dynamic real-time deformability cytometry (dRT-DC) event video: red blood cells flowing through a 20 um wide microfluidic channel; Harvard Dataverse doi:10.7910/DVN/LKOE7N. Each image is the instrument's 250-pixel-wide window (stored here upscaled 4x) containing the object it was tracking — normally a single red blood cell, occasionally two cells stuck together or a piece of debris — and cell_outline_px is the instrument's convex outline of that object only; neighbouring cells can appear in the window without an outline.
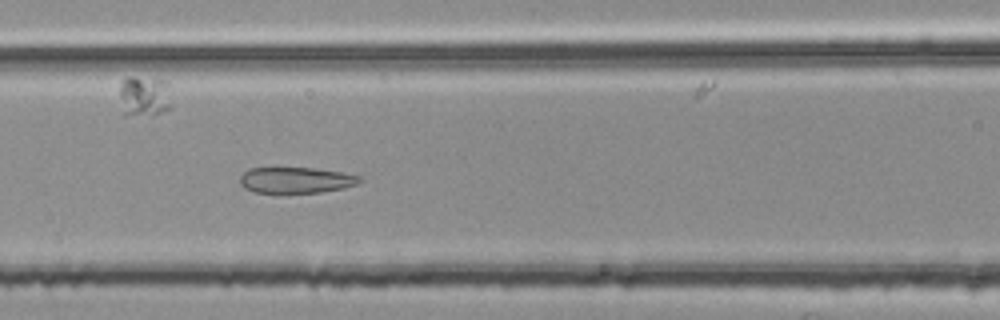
{"species": "common noctule bat (a hibernating species)", "species_latin": "Nyctalus noctula", "temperature_condition": "room temperature", "stored_images_in_passage": 54, "camera_frame_rate_fps": 3000, "um_per_image_px": 0.085, "animal": {"sex": "female", "body_mass_g": 25.1}, "frame": {"image": 1, "passage_image": 24, "time_ms": 7.667, "image_size_px": [1000, 320], "cell_outline_px": [[352, 184], [336, 188], [316, 192], [260, 192], [248, 188], [240, 180], [252, 168], [304, 168], [336, 172], [352, 176]], "centroid_in_image_um": [24.99, 15.3], "position_along_channel_um": 141.6, "area_um2": 16.13}}
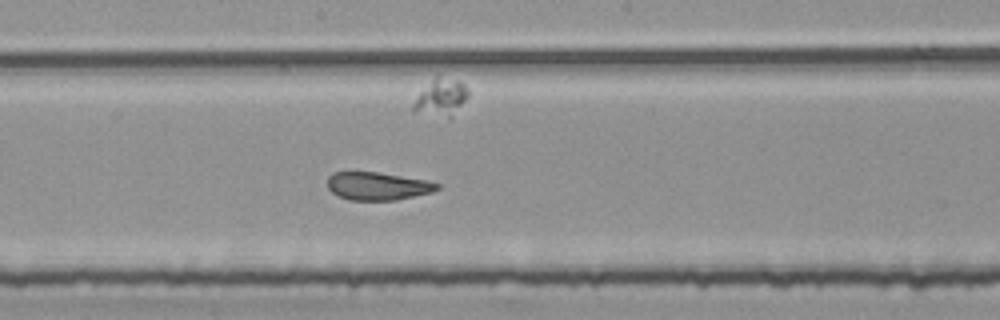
{"frame": {"image": 2, "passage_image": 30, "time_ms": 9.667, "image_size_px": [1000, 320], "cell_outline_px": [[440, 188], [428, 192], [388, 200], [352, 200], [340, 196], [332, 192], [328, 188], [328, 180], [336, 172], [372, 172], [420, 180], [436, 184]], "centroid_in_image_um": [31.98, 15.82], "position_along_channel_um": 216.2, "area_um2": 16.65}}
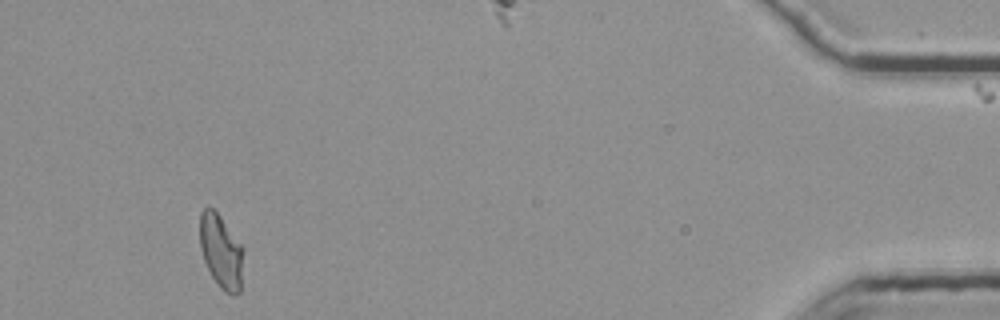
{"frame": {"image": 3, "passage_image": 52, "time_ms": 17.0, "image_size_px": [1000, 320], "cell_outline_px": [[240, 288], [236, 292], [228, 292], [212, 276], [204, 260], [200, 244], [200, 216], [204, 208], [212, 208], [216, 212], [240, 244]], "centroid_in_image_um": [18.72, 21.29], "position_along_channel_um": 416.5, "area_um2": 17.11}, "authors_computed_cell_mechanics": {"area_um2": 16.9643, "velocity_mm_per_s": 3.7477, "shape_relaxation_time_tau1_ms": null, "shape_relaxation_time_tau2_ms": 1.5302, "deformation_change_tau1": null, "deformation_change_tau2": 0.0938}}